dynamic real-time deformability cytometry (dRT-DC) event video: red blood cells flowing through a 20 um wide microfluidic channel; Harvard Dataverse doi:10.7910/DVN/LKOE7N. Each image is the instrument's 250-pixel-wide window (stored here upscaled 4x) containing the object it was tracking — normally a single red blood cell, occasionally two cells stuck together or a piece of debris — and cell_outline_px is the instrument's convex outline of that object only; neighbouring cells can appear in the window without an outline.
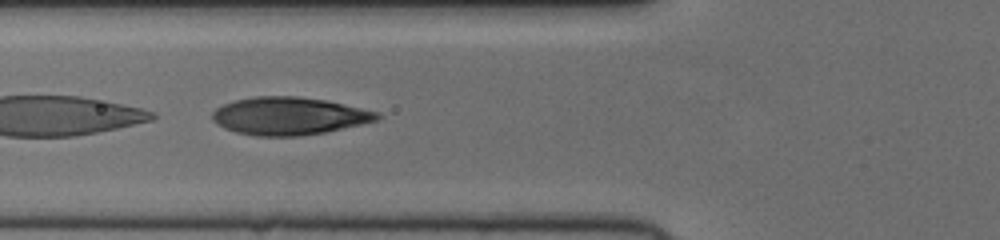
{"species": "human", "species_latin": "Homo sapiens", "temperature_condition": "cold", "stored_images_in_passage": 37, "camera_frame_rate_fps": 3000, "um_per_image_px": 0.085, "donor": {"sex": "female"}, "frame": {"image": 1, "passage_image": 6, "time_ms": 1.667, "image_size_px": [1000, 240], "cell_outline_px": [[380, 116], [376, 120], [360, 124], [324, 132], [300, 136], [256, 136], [236, 132], [224, 128], [216, 124], [212, 120], [212, 112], [216, 108], [232, 100], [256, 96], [296, 96], [324, 100], [380, 112]], "centroid_in_image_um": [24.51, 9.86], "position_along_channel_um": 101.3, "area_um2": 36.07}}
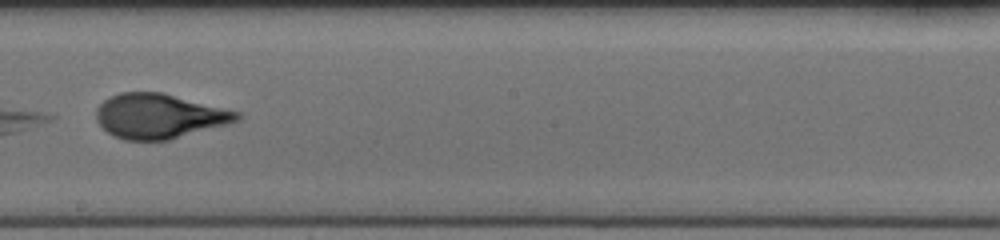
{"frame": {"image": 2, "passage_image": 16, "time_ms": 5.0, "image_size_px": [1000, 240], "cell_outline_px": [[240, 120], [228, 124], [168, 140], [124, 140], [112, 136], [96, 120], [96, 108], [108, 96], [120, 92], [160, 92], [240, 112]], "centroid_in_image_um": [13.5, 9.87], "position_along_channel_um": 234.7, "area_um2": 36.53}}
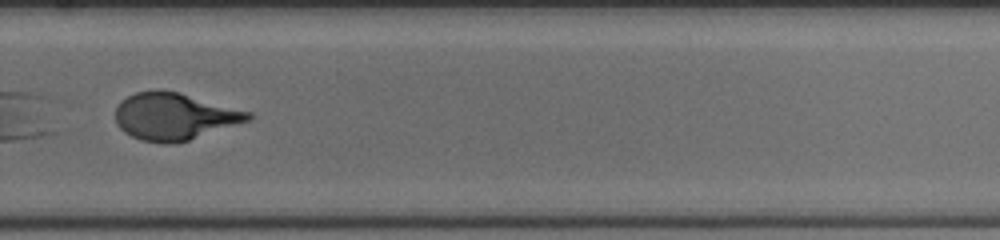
{"frame": {"image": 3, "passage_image": 22, "time_ms": 7.0, "image_size_px": [1000, 240], "cell_outline_px": [[252, 120], [188, 140], [172, 144], [164, 144], [140, 140], [124, 132], [116, 124], [116, 108], [120, 100], [136, 92], [180, 92], [252, 112]], "centroid_in_image_um": [14.84, 9.92], "position_along_channel_um": 315.0, "area_um2": 36.18}}